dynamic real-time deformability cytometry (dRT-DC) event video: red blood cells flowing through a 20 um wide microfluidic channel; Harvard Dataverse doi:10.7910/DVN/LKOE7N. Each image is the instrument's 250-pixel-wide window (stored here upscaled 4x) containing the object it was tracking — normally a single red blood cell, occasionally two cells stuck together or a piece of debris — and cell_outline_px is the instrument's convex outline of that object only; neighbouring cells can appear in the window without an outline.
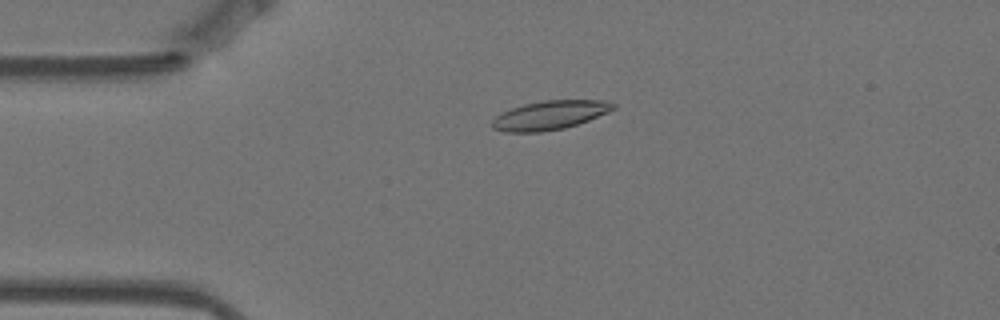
{"species": "Egyptian fruit bat (a non-hibernating species)", "species_latin": "Rousettus aegyptiacus", "temperature_condition": "warm", "stored_images_in_passage": 58, "camera_frame_rate_fps": 3000, "um_per_image_px": 0.085, "animal": {"sex": "female"}, "frame": {"image": 1, "passage_image": 13, "time_ms": 4.0, "image_size_px": [1000, 320], "cell_outline_px": [[616, 108], [608, 112], [588, 120], [564, 128], [540, 132], [504, 132], [492, 128], [488, 124], [496, 116], [512, 108], [524, 104], [540, 100], [608, 100], [616, 104]], "centroid_in_image_um": [46.72, 9.78], "position_along_channel_um": 38.3, "area_um2": 20.52}}
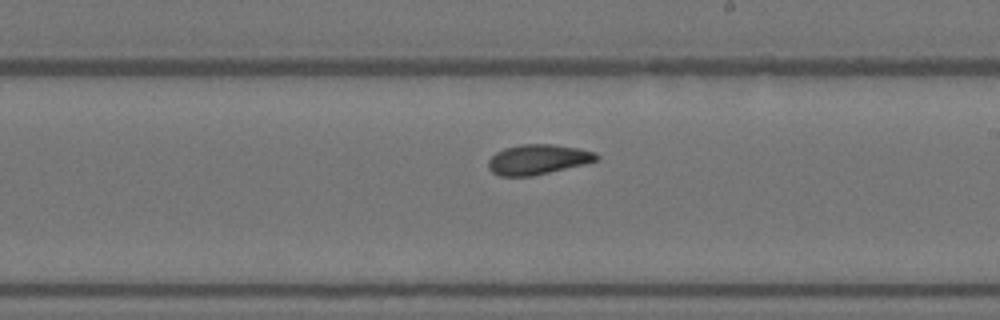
{"frame": {"image": 2, "passage_image": 33, "time_ms": 10.667, "image_size_px": [1000, 320], "cell_outline_px": [[600, 156], [596, 160], [584, 164], [532, 176], [500, 176], [492, 172], [488, 168], [488, 160], [496, 152], [504, 148], [520, 144], [552, 144], [580, 148], [596, 152]], "centroid_in_image_um": [45.71, 13.54], "position_along_channel_um": 243.3, "area_um2": 18.96}}
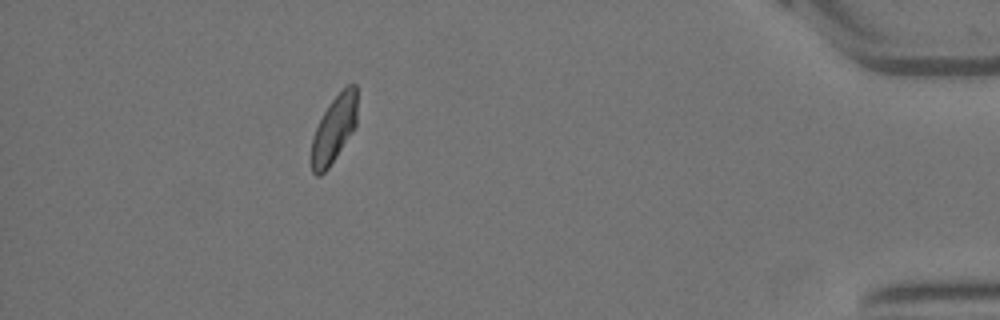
{"frame": {"image": 3, "passage_image": 52, "time_ms": 17.0, "image_size_px": [1000, 320], "cell_outline_px": [[356, 124], [352, 132], [328, 168], [320, 176], [316, 176], [312, 172], [312, 136], [324, 112], [332, 100], [348, 84], [356, 84]], "centroid_in_image_um": [28.38, 10.99], "position_along_channel_um": 406.8, "area_um2": 17.4}, "authors_computed_cell_mechanics": {"area_um2": 18.9584, "velocity_mm_per_s": 3.468, "shape_relaxation_time_tau1_ms": 4.6738, "shape_relaxation_time_tau2_ms": 3.5454, "deformation_change_tau1": 0.1565, "deformation_change_tau2": 0.08}}